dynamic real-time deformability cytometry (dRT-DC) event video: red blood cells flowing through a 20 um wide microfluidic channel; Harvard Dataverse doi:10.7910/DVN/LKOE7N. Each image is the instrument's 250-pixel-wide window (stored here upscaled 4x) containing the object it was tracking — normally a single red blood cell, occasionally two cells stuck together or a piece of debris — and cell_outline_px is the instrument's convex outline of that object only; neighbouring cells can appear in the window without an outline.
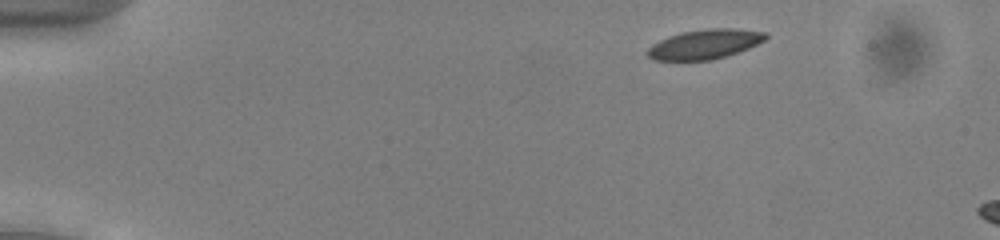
{"species": "common noctule bat (a hibernating species)", "species_latin": "Nyctalus noctula", "temperature_condition": "cold", "stored_images_in_passage": 50, "segment_of_instrument_passage": [1, 2], "camera_frame_rate_fps": 3000, "um_per_image_px": 0.085, "animal": {"sex": "male", "body_mass_g": 13.0, "forearm_length_mm": 53.1}, "frame": {"image": 1, "passage_image": 4, "time_ms": 1.0, "image_size_px": [1000, 240], "cell_outline_px": [[768, 36], [764, 40], [748, 48], [728, 56], [712, 60], [652, 60], [644, 52], [652, 44], [668, 36], [680, 32], [708, 28], [732, 28], [768, 32]], "centroid_in_image_um": [59.88, 3.75], "position_along_channel_um": 25.1, "area_um2": 20.58}}
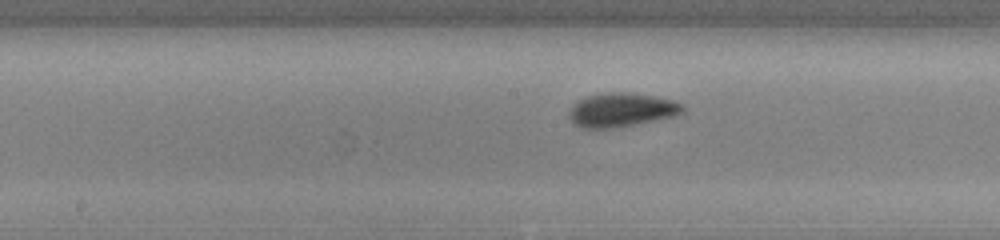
{"frame": {"image": 2, "passage_image": 24, "time_ms": 7.667, "image_size_px": [1000, 240], "cell_outline_px": [[684, 112], [676, 116], [616, 128], [584, 128], [576, 124], [568, 116], [568, 112], [580, 100], [588, 96], [608, 92], [628, 92], [676, 100], [684, 104]], "centroid_in_image_um": [52.9, 9.34], "position_along_channel_um": 195.3, "area_um2": 22.37}}
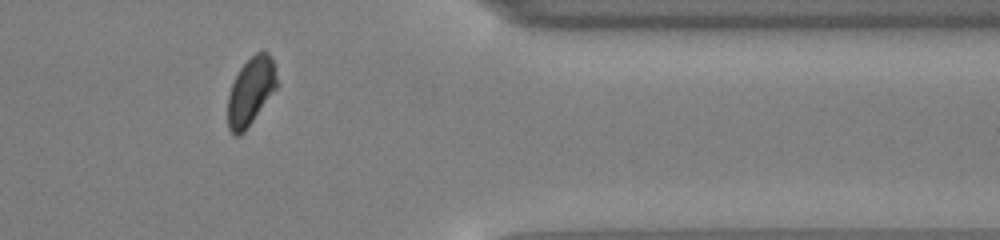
{"frame": {"image": 3, "passage_image": 40, "time_ms": 13.0, "image_size_px": [1000, 240], "cell_outline_px": [[280, 84], [244, 132], [236, 136], [228, 128], [228, 96], [232, 84], [240, 68], [256, 52], [264, 48], [268, 52], [276, 68]], "centroid_in_image_um": [21.36, 7.72], "position_along_channel_um": 390.0, "area_um2": 19.54}}